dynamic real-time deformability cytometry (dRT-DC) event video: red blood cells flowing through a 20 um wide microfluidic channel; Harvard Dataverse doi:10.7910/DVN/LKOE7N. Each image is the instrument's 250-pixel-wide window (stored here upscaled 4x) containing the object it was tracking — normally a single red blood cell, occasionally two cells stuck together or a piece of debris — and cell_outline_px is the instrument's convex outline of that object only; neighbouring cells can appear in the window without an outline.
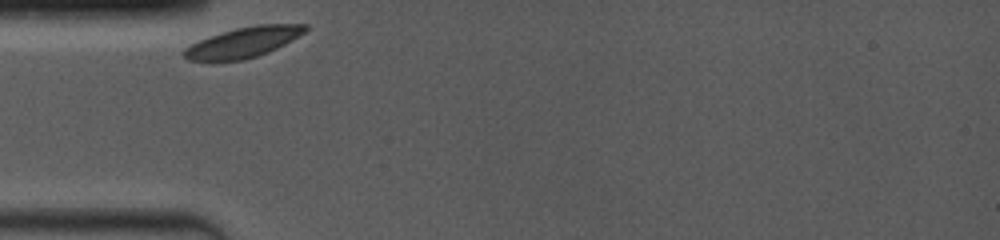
{"species": "common noctule bat (a hibernating species)", "species_latin": "Nyctalus noctula", "temperature_condition": "room temperature", "stored_images_in_passage": 25, "camera_frame_rate_fps": 4000, "um_per_image_px": 0.085, "animal": {"sex": "female", "body_mass_g": 19.0, "forearm_length_mm": 53.3}, "frame": {"image": 1, "passage_image": 1, "time_ms": 0.0, "image_size_px": [1000, 240], "cell_outline_px": [[308, 28], [304, 32], [284, 44], [268, 52], [244, 60], [188, 60], [180, 52], [184, 48], [200, 40], [236, 28], [256, 24], [308, 24]], "centroid_in_image_um": [20.69, 3.59], "position_along_channel_um": 64.3, "area_um2": 20.98}}
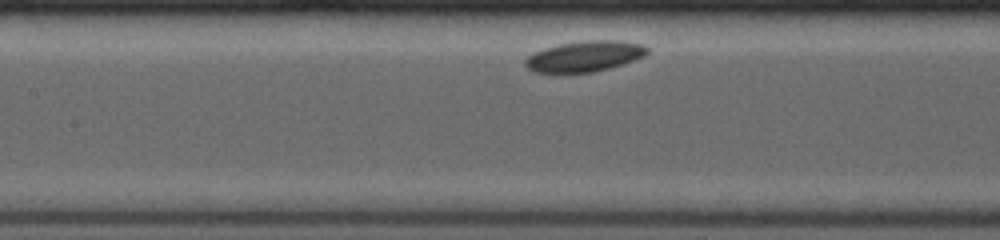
{"frame": {"image": 2, "passage_image": 12, "time_ms": 2.75, "image_size_px": [1000, 240], "cell_outline_px": [[648, 52], [644, 56], [636, 60], [608, 68], [592, 72], [532, 72], [524, 64], [524, 60], [528, 56], [544, 48], [560, 44], [584, 40], [620, 40], [644, 44], [648, 48]], "centroid_in_image_um": [49.72, 4.77], "position_along_channel_um": 157.7, "area_um2": 21.79}}
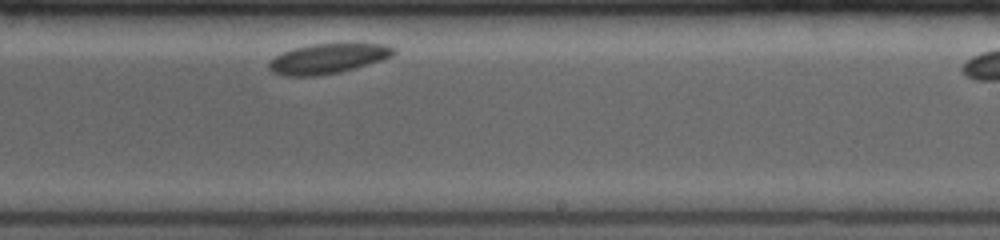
{"frame": {"image": 3, "passage_image": 24, "time_ms": 5.75, "image_size_px": [1000, 240], "cell_outline_px": [[396, 52], [392, 56], [384, 60], [340, 72], [316, 76], [284, 76], [272, 72], [268, 68], [268, 60], [284, 52], [308, 44], [384, 44], [396, 48]], "centroid_in_image_um": [27.87, 4.99], "position_along_channel_um": 261.1, "area_um2": 21.79}}